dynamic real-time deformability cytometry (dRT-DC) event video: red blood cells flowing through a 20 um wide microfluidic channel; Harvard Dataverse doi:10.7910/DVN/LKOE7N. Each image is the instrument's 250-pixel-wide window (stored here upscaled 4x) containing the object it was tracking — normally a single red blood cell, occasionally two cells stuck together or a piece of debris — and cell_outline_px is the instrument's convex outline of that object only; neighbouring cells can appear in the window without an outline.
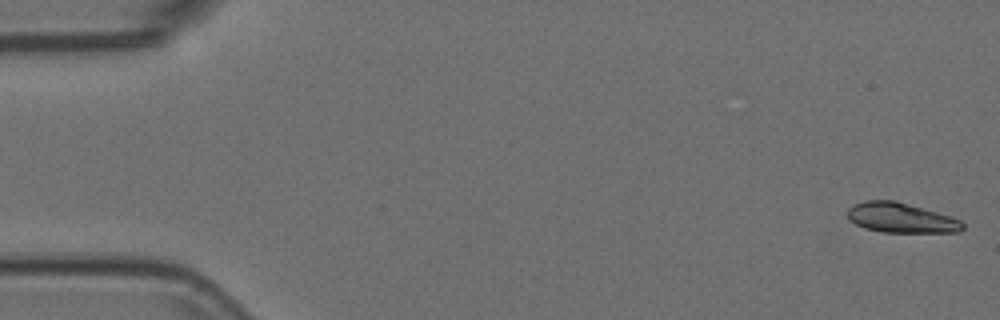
{"species": "Egyptian fruit bat (a non-hibernating species)", "species_latin": "Rousettus aegyptiacus", "temperature_condition": "room temperature", "stored_images_in_passage": 55, "camera_frame_rate_fps": 3000, "um_per_image_px": 0.085, "animal": {"sex": "female"}, "frame": {"image": 1, "passage_image": 1, "time_ms": 0.0, "image_size_px": [1000, 320], "cell_outline_px": [[964, 228], [960, 232], [884, 232], [864, 228], [856, 224], [848, 216], [848, 208], [852, 204], [864, 200], [896, 200], [952, 216], [960, 220], [964, 224]], "centroid_in_image_um": [76.6, 18.5], "position_along_channel_um": 8.4, "area_um2": 20.17}}
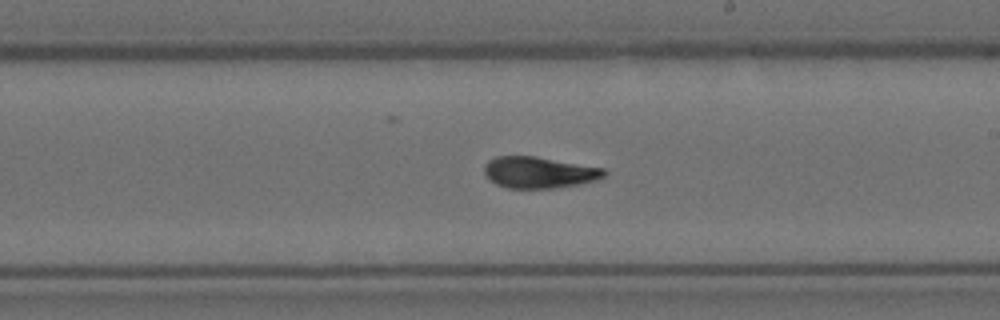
{"frame": {"image": 2, "passage_image": 31, "time_ms": 10.0, "image_size_px": [1000, 320], "cell_outline_px": [[608, 172], [604, 176], [596, 180], [580, 184], [556, 188], [508, 188], [496, 184], [488, 180], [484, 176], [484, 164], [488, 160], [496, 156], [536, 156], [604, 168]], "centroid_in_image_um": [45.79, 14.65], "position_along_channel_um": 243.2, "area_um2": 22.2}}
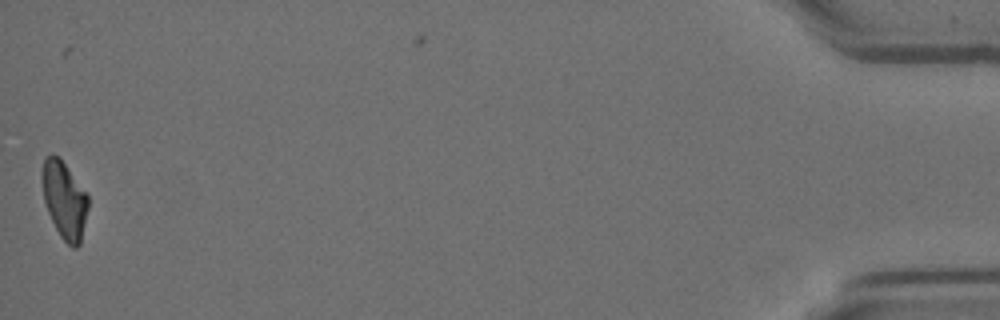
{"frame": {"image": 3, "passage_image": 54, "time_ms": 17.667, "image_size_px": [1000, 320], "cell_outline_px": [[88, 208], [80, 244], [76, 248], [72, 248], [60, 236], [48, 212], [44, 200], [40, 176], [40, 172], [44, 156], [52, 152], [64, 164], [88, 192]], "centroid_in_image_um": [5.45, 16.96], "position_along_channel_um": 429.7, "area_um2": 20.92}, "authors_computed_cell_mechanics": {"area_um2": 21.7906, "velocity_mm_per_s": 3.7115, "shape_relaxation_time_tau1_ms": 6.4618, "shape_relaxation_time_tau2_ms": 2.1768, "deformation_change_tau1": 0.1861, "deformation_change_tau2": 0.054}}